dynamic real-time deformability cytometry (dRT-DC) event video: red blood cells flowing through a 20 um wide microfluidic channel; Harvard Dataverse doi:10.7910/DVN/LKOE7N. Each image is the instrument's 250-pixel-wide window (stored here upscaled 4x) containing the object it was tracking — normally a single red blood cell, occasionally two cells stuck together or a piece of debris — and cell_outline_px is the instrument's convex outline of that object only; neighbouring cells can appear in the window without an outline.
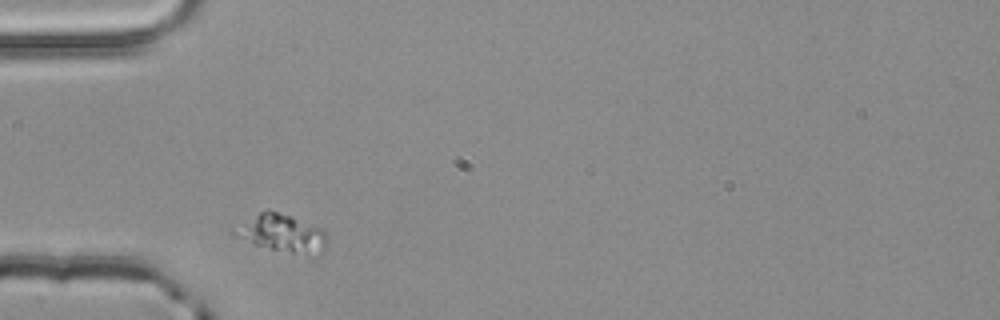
{"species": "common noctule bat (a hibernating species)", "species_latin": "Nyctalus noctula", "temperature_condition": "room temperature", "stored_images_in_passage": 3, "camera_frame_rate_fps": 3000, "um_per_image_px": 0.085, "animal": {"sex": "male", "body_mass_g": 20.4}, "frame": {"image": 1, "passage_image": 1, "time_ms": 0.0, "image_size_px": [1000, 320], "cell_outline_px": [[328, 248], [320, 256], [292, 252], [272, 248], [256, 244], [232, 236], [228, 228], [260, 212], [276, 212], [292, 216], [324, 228], [328, 236]], "centroid_in_image_um": [24.0, 19.83], "position_along_channel_um": 61.0, "area_um2": 20.69}}
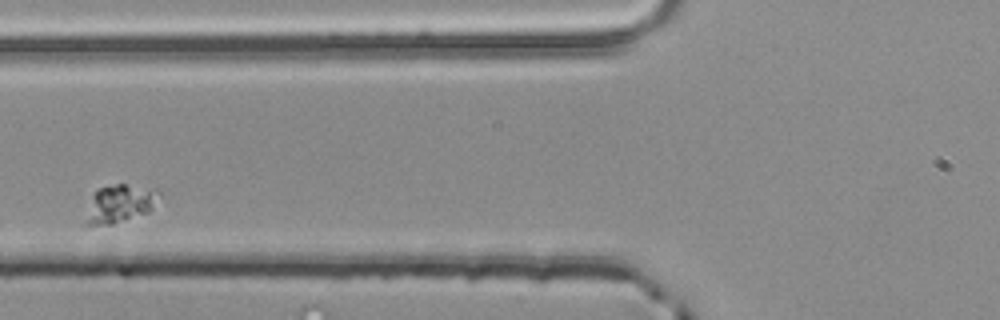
{"frame": {"image": 2, "passage_image": 2, "time_ms": 0.333, "image_size_px": [1000, 320], "cell_outline_px": [[160, 196], [152, 208], [148, 212], [112, 224], [84, 224], [96, 188], [116, 184], [124, 184], [156, 188], [160, 192]], "centroid_in_image_um": [10.24, 17.28], "position_along_channel_um": 115.6, "area_um2": 15.9}}
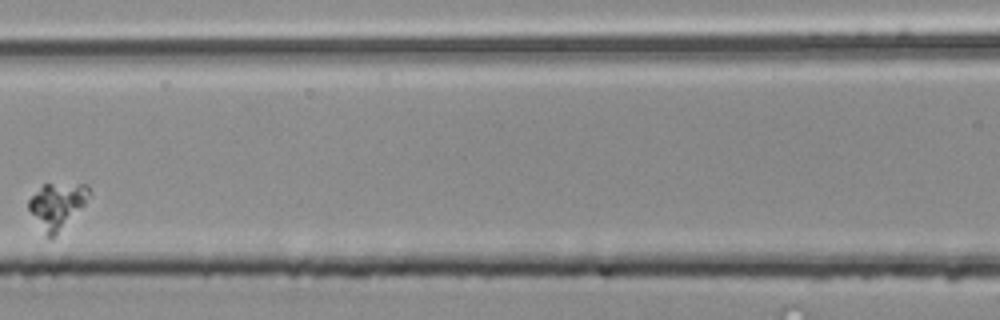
{"frame": {"image": 3, "passage_image": 3, "time_ms": 0.667, "image_size_px": [1000, 320], "cell_outline_px": [[88, 192], [84, 204], [48, 240], [44, 236], [28, 208], [28, 200], [44, 184], [88, 184]], "centroid_in_image_um": [4.79, 17.47], "position_along_channel_um": 161.8, "area_um2": 15.32}}